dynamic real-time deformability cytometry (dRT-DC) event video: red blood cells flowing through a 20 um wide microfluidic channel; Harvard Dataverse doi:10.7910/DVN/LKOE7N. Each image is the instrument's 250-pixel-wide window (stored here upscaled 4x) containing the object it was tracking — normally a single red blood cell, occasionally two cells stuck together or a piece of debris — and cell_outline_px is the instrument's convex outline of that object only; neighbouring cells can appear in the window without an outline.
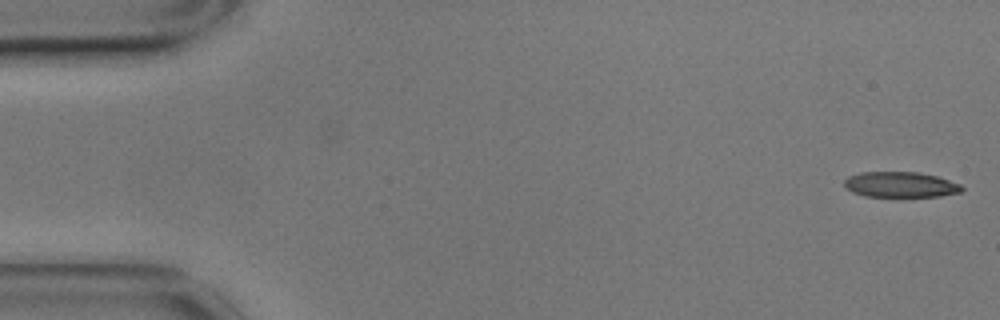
{"species": "common noctule bat (a hibernating species)", "species_latin": "Nyctalus noctula", "temperature_condition": "cold", "stored_images_in_passage": 56, "camera_frame_rate_fps": 3000, "um_per_image_px": 0.085, "animal": {"sex": "male", "body_mass_g": 17.9}, "frame": {"image": 1, "passage_image": 1, "time_ms": 0.0, "image_size_px": [1000, 320], "cell_outline_px": [[964, 188], [960, 192], [940, 196], [864, 196], [852, 192], [844, 184], [844, 180], [848, 176], [860, 172], [920, 172], [936, 176], [960, 184]], "centroid_in_image_um": [76.53, 15.68], "position_along_channel_um": 8.5, "area_um2": 17.34}}
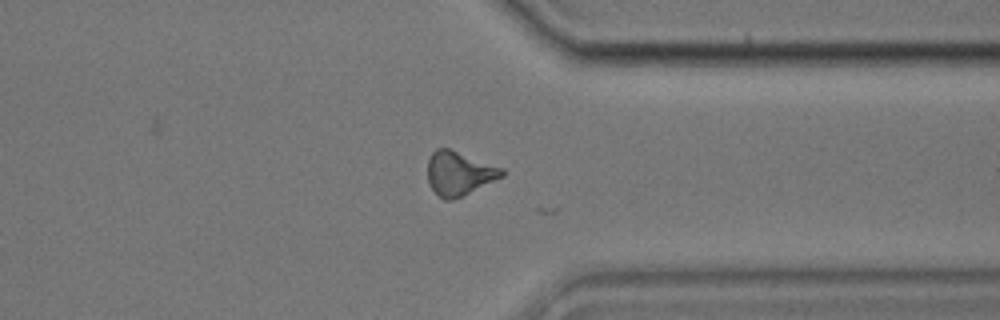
{"frame": {"image": 2, "passage_image": 43, "time_ms": 14.0, "image_size_px": [1000, 320], "cell_outline_px": [[504, 176], [452, 200], [444, 200], [428, 184], [428, 160], [432, 152], [436, 148], [448, 148], [504, 168]], "centroid_in_image_um": [39.02, 14.72], "position_along_channel_um": 372.4, "area_um2": 18.79}}